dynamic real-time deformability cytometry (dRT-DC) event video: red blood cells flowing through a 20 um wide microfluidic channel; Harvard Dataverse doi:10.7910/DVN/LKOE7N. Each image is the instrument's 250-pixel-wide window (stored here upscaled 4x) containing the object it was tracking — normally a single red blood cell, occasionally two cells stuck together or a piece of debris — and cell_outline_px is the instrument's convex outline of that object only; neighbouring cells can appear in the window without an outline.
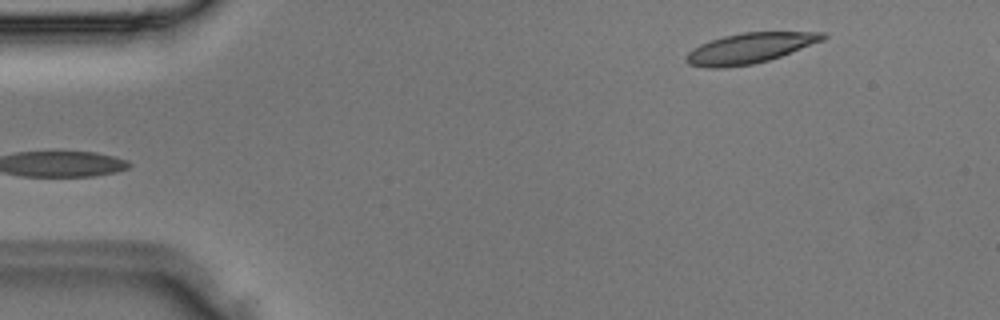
{"species": "Egyptian fruit bat (a non-hibernating species)", "species_latin": "Rousettus aegyptiacus", "temperature_condition": "room temperature", "stored_images_in_passage": 2, "camera_frame_rate_fps": 3000, "um_per_image_px": 0.085, "animal": {"sex": "male"}, "frame": {"image": 1, "passage_image": 2, "time_ms": 0.333, "image_size_px": [1000, 320], "cell_outline_px": [[828, 36], [824, 40], [780, 56], [768, 60], [752, 64], [724, 68], [708, 68], [688, 64], [684, 60], [684, 56], [692, 48], [700, 44], [724, 36], [744, 32], [824, 32]], "centroid_in_image_um": [63.69, 4.1], "position_along_channel_um": 21.3, "area_um2": 24.1}}